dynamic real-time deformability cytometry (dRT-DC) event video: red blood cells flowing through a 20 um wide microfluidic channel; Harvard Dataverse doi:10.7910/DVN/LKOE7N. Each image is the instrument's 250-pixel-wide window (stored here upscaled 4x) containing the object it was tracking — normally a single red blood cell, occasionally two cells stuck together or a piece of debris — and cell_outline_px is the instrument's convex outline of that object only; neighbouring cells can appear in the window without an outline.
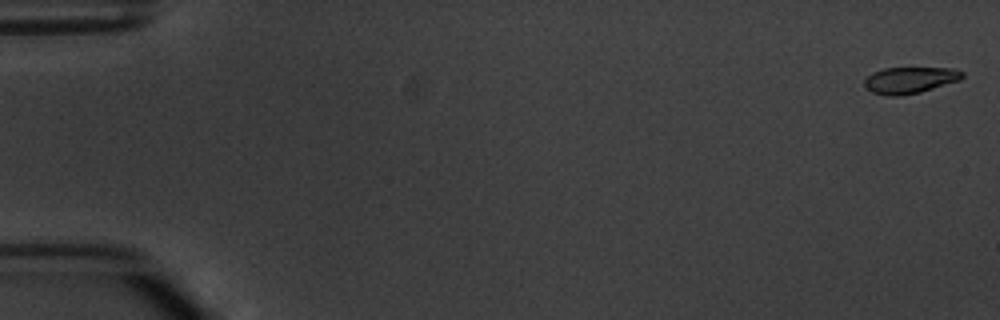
{"species": "common noctule bat (a hibernating species)", "species_latin": "Nyctalus noctula", "temperature_condition": "warm", "stored_images_in_passage": 5, "camera_frame_rate_fps": 3000, "um_per_image_px": 0.085, "animal": {"sex": "male", "body_mass_g": 20.1, "forearm_length_mm": 53.5}, "frame": {"image": 1, "passage_image": 1, "time_ms": 0.0, "image_size_px": [1000, 320], "cell_outline_px": [[964, 76], [960, 80], [920, 92], [900, 96], [888, 96], [872, 92], [864, 88], [864, 80], [872, 72], [884, 68], [956, 68], [964, 72]], "centroid_in_image_um": [77.33, 6.81], "position_along_channel_um": 7.7, "area_um2": 15.2}}
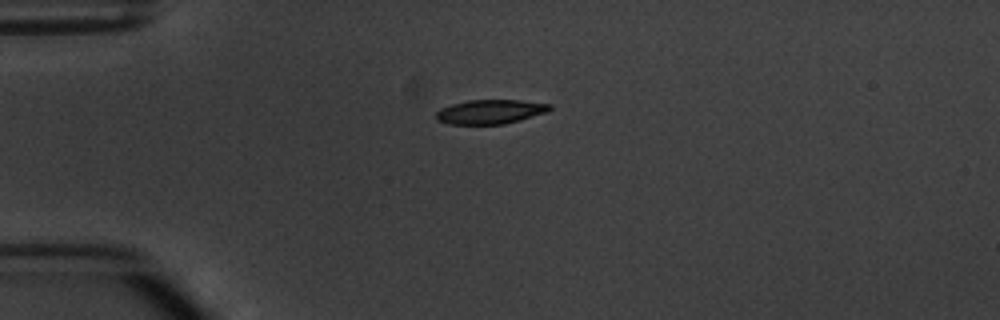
{"frame": {"image": 2, "passage_image": 4, "time_ms": 4.333, "image_size_px": [1000, 320], "cell_outline_px": [[552, 108], [548, 112], [520, 120], [504, 124], [448, 124], [436, 120], [436, 112], [440, 108], [452, 104], [468, 100], [520, 100], [552, 104]], "centroid_in_image_um": [41.68, 9.5], "position_along_channel_um": 43.3, "area_um2": 16.18}}